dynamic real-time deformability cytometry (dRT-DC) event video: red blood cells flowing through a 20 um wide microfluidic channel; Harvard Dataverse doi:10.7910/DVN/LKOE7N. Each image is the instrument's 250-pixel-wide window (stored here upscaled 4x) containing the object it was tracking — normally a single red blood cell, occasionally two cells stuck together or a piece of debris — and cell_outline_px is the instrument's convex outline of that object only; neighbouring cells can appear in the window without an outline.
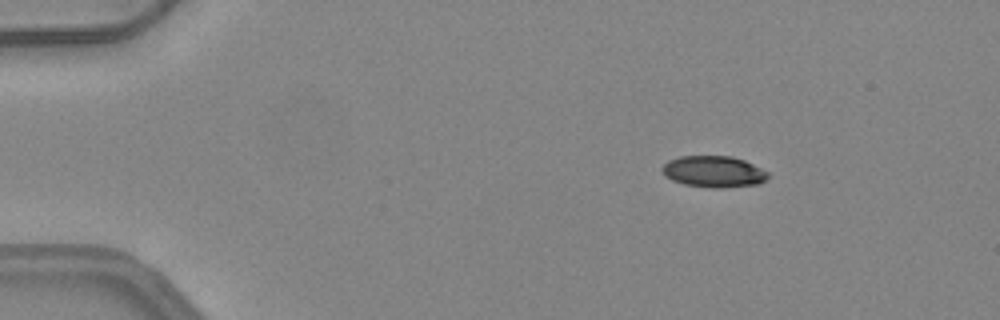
{"species": "common noctule bat (a hibernating species)", "species_latin": "Nyctalus noctula", "temperature_condition": "warm", "stored_images_in_passage": 46, "camera_frame_rate_fps": 3000, "um_per_image_px": 0.085, "animal": {"sex": "female", "body_mass_g": 24.6, "forearm_length_mm": 56.2}, "frame": {"image": 1, "passage_image": 4, "time_ms": 1.0, "image_size_px": [1000, 320], "cell_outline_px": [[768, 176], [760, 184], [724, 188], [712, 188], [684, 184], [672, 180], [664, 176], [660, 168], [668, 160], [680, 156], [732, 156], [744, 160], [768, 172]], "centroid_in_image_um": [60.63, 14.59], "position_along_channel_um": 24.4, "area_um2": 19.48}}
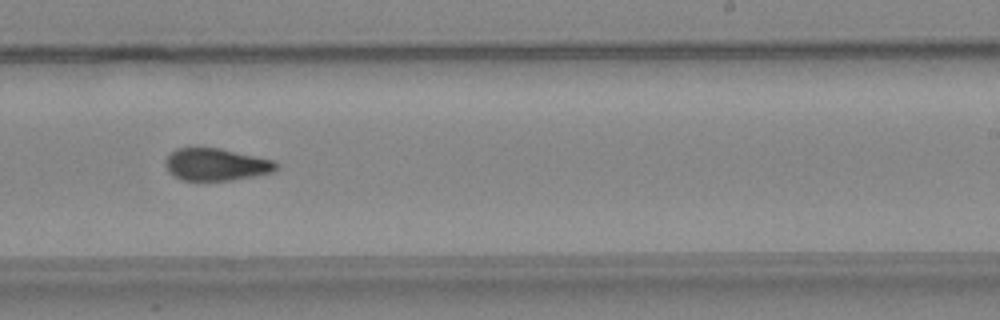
{"frame": {"image": 2, "passage_image": 28, "time_ms": 9.0, "image_size_px": [1000, 320], "cell_outline_px": [[280, 168], [272, 172], [232, 180], [180, 180], [172, 176], [168, 172], [164, 164], [164, 160], [176, 148], [196, 144], [220, 148], [272, 160]], "centroid_in_image_um": [18.27, 13.94], "position_along_channel_um": 270.7, "area_um2": 21.39}}
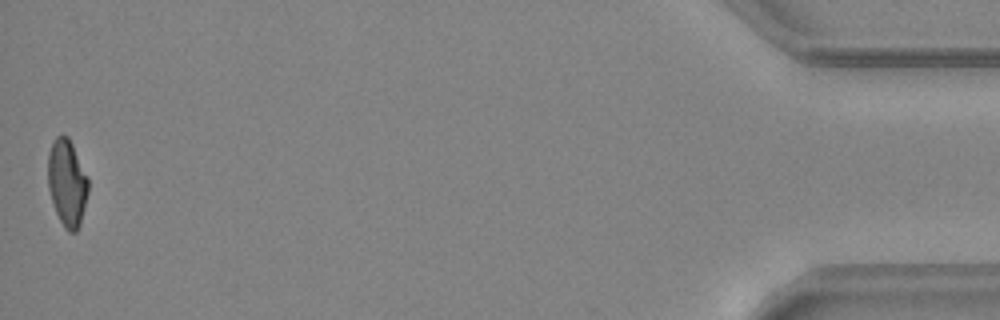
{"frame": {"image": 3, "passage_image": 46, "time_ms": 15.0, "image_size_px": [1000, 320], "cell_outline_px": [[88, 192], [80, 224], [76, 232], [68, 232], [64, 228], [56, 212], [48, 188], [48, 152], [52, 140], [56, 136], [68, 136], [88, 176]], "centroid_in_image_um": [5.7, 15.53], "position_along_channel_um": 429.5, "area_um2": 20.4}, "authors_computed_cell_mechanics": {"area_um2": 21.0103, "velocity_mm_per_s": 4.1878, "shape_relaxation_time_tau1_ms": null, "shape_relaxation_time_tau2_ms": 3.1888, "deformation_change_tau1": null, "deformation_change_tau2": 0.1026}}